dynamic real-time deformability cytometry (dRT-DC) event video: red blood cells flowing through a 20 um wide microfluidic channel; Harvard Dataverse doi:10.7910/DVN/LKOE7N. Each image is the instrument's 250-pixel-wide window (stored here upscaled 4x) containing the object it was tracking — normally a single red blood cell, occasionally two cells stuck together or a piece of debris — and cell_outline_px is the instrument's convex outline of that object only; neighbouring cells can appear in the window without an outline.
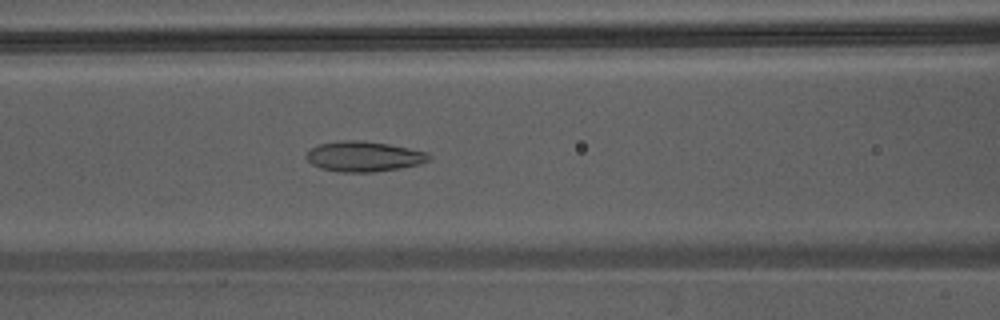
{"species": "Egyptian fruit bat (a non-hibernating species)", "species_latin": "Rousettus aegyptiacus", "temperature_condition": "warm", "stored_images_in_passage": 48, "camera_frame_rate_fps": 3000, "um_per_image_px": 0.085, "animal": {"sex": "male"}, "frame": {"image": 1, "passage_image": 22, "time_ms": 7.0, "image_size_px": [1000, 320], "cell_outline_px": [[432, 160], [420, 164], [400, 168], [372, 172], [340, 172], [320, 168], [312, 164], [304, 156], [308, 148], [316, 144], [340, 140], [360, 140], [388, 144], [428, 152], [432, 156]], "centroid_in_image_um": [30.9, 13.29], "position_along_channel_um": 135.7, "area_um2": 21.96}}
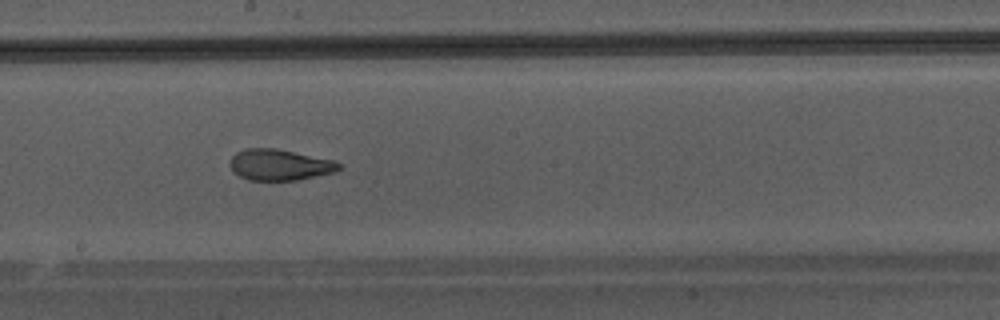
{"frame": {"image": 2, "passage_image": 28, "time_ms": 9.0, "image_size_px": [1000, 320], "cell_outline_px": [[344, 164], [340, 168], [332, 172], [296, 180], [248, 180], [240, 176], [228, 164], [232, 156], [236, 152], [244, 148], [276, 148], [336, 160]], "centroid_in_image_um": [23.78, 13.99], "position_along_channel_um": 224.4, "area_um2": 19.77}}
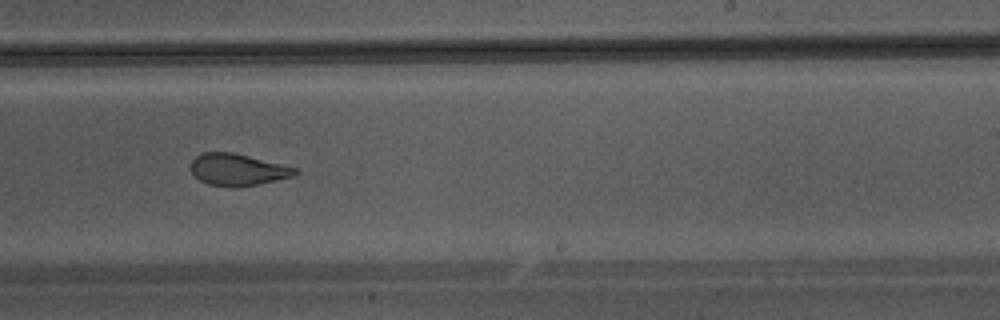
{"frame": {"image": 3, "passage_image": 31, "time_ms": 10.0, "image_size_px": [1000, 320], "cell_outline_px": [[300, 172], [292, 176], [256, 184], [236, 188], [208, 184], [200, 180], [192, 172], [192, 160], [196, 156], [204, 152], [232, 152], [300, 168]], "centroid_in_image_um": [20.23, 14.42], "position_along_channel_um": 268.8, "area_um2": 19.25}}